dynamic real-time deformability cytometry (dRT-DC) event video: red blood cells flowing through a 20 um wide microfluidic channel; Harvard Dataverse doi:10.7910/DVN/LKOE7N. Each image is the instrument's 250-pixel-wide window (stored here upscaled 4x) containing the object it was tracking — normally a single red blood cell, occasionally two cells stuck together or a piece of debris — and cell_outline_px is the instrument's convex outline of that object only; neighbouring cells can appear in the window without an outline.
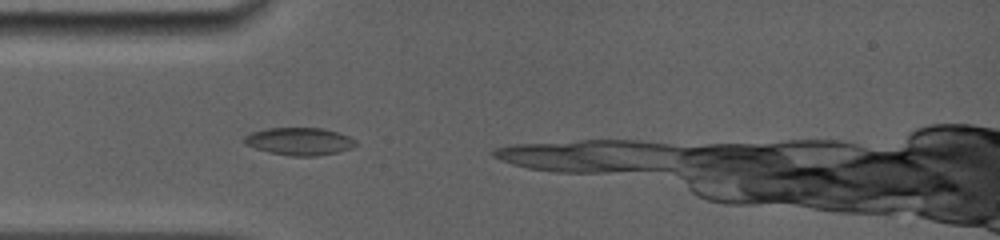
{"species": "common noctule bat (a hibernating species)", "species_latin": "Nyctalus noctula", "temperature_condition": "room temperature", "stored_images_in_passage": 8, "camera_frame_rate_fps": 5000, "um_per_image_px": 0.085, "animal": {"sex": "female", "body_mass_g": 19.0, "forearm_length_mm": 56.7}, "frame": {"image": 1, "passage_image": 3, "time_ms": 0.8, "image_size_px": [1000, 240], "cell_outline_px": [[360, 144], [352, 148], [340, 152], [316, 156], [292, 156], [268, 152], [244, 144], [244, 136], [252, 132], [268, 128], [320, 128], [336, 132], [348, 136], [356, 140]], "centroid_in_image_um": [25.48, 12.02], "position_along_channel_um": 59.5, "area_um2": 17.98}}
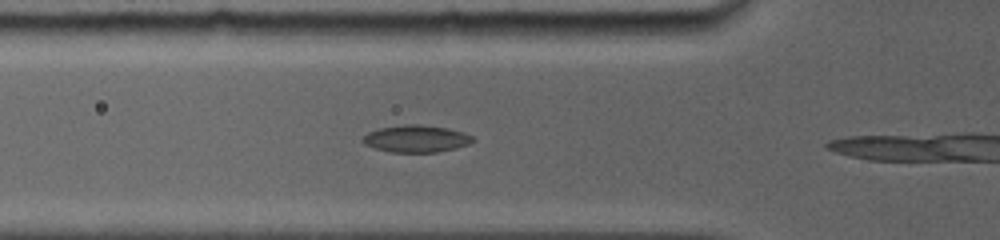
{"frame": {"image": 2, "passage_image": 5, "time_ms": 1.6, "image_size_px": [1000, 240], "cell_outline_px": [[476, 140], [468, 144], [456, 148], [436, 152], [392, 152], [376, 148], [364, 144], [360, 140], [368, 132], [380, 128], [404, 124], [420, 124], [448, 128], [464, 132], [472, 136]], "centroid_in_image_um": [35.39, 11.78], "position_along_channel_um": 90.4, "area_um2": 17.4}}
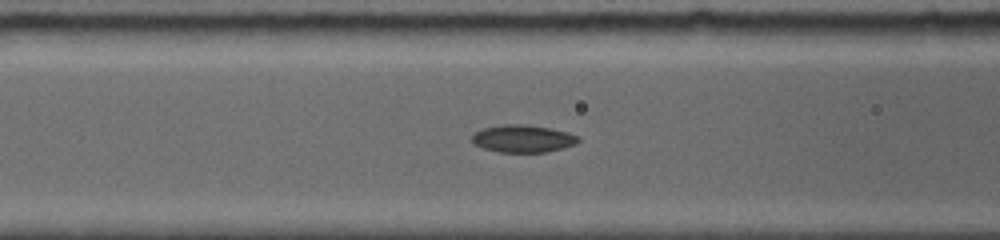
{"frame": {"image": 3, "passage_image": 7, "time_ms": 2.4, "image_size_px": [1000, 240], "cell_outline_px": [[580, 140], [576, 144], [544, 152], [500, 152], [484, 148], [472, 144], [472, 136], [476, 132], [484, 128], [500, 124], [524, 124], [548, 128], [568, 132], [580, 136]], "centroid_in_image_um": [44.44, 11.78], "position_along_channel_um": 122.2, "area_um2": 16.94}}